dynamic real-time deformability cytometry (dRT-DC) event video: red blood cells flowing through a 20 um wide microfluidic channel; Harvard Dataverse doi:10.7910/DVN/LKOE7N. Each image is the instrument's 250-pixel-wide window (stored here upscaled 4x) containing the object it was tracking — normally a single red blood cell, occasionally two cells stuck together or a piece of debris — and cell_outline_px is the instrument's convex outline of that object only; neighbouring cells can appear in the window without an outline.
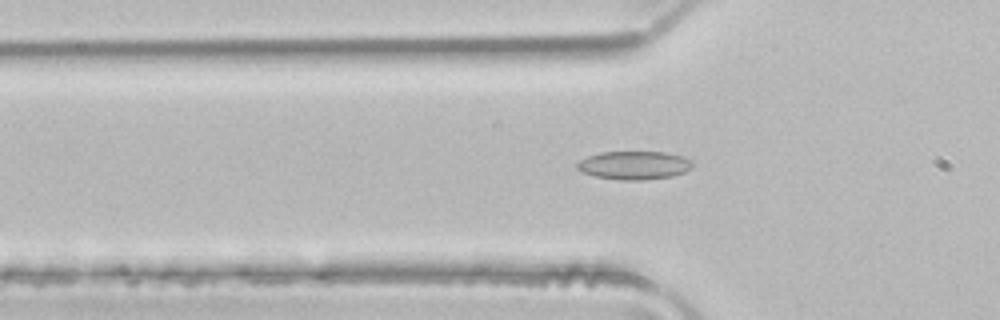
{"species": "common noctule bat (a hibernating species)", "species_latin": "Nyctalus noctula", "temperature_condition": "room temperature", "stored_images_in_passage": 41, "camera_frame_rate_fps": 3000, "um_per_image_px": 0.085, "animal": {"sex": "male", "body_mass_g": 21.5, "forearm_length_mm": 52.0}, "frame": {"image": 1, "passage_image": 11, "time_ms": 3.333, "image_size_px": [1000, 320], "cell_outline_px": [[692, 168], [684, 172], [672, 176], [644, 180], [620, 180], [596, 176], [584, 172], [576, 168], [576, 164], [580, 160], [588, 156], [600, 152], [664, 152], [684, 156], [692, 160]], "centroid_in_image_um": [53.93, 14.04], "position_along_channel_um": 71.9, "area_um2": 19.07}}
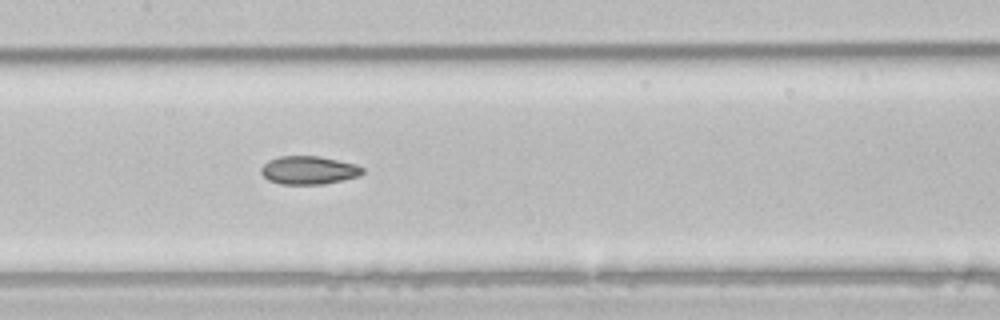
{"frame": {"image": 2, "passage_image": 19, "time_ms": 6.0, "image_size_px": [1000, 320], "cell_outline_px": [[364, 172], [360, 176], [324, 184], [280, 184], [268, 180], [260, 172], [260, 168], [268, 160], [280, 156], [320, 156], [356, 164], [364, 168]], "centroid_in_image_um": [26.25, 14.46], "position_along_channel_um": 181.2, "area_um2": 16.82}}
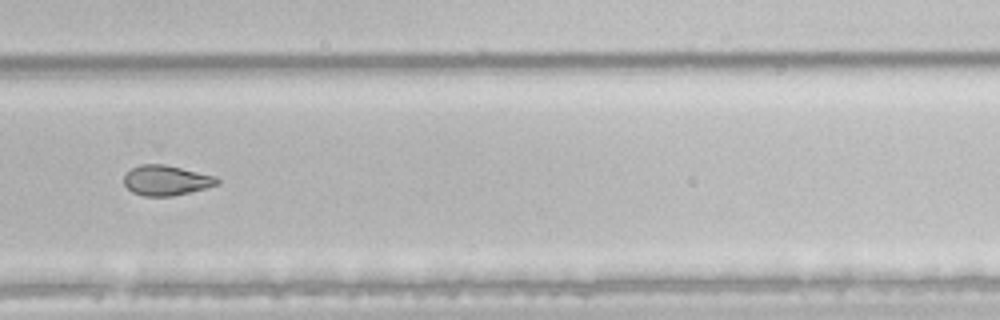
{"frame": {"image": 3, "passage_image": 29, "time_ms": 9.333, "image_size_px": [1000, 320], "cell_outline_px": [[220, 184], [208, 188], [172, 196], [144, 196], [132, 192], [124, 184], [124, 176], [132, 168], [140, 164], [164, 164], [216, 176], [220, 180]], "centroid_in_image_um": [14.16, 15.33], "position_along_channel_um": 315.6, "area_um2": 16.42}}